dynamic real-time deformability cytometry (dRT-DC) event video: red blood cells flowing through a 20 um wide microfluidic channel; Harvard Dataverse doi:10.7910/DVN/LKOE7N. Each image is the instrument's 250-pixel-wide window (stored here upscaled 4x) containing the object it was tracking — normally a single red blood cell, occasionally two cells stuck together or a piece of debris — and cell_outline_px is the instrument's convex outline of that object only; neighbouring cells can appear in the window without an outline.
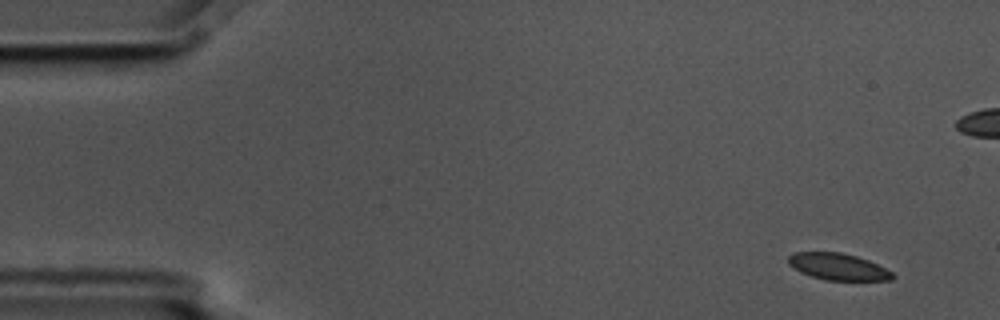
{"species": "common noctule bat (a hibernating species)", "species_latin": "Nyctalus noctula", "temperature_condition": "cold", "stored_images_in_passage": 7, "camera_frame_rate_fps": 3000, "um_per_image_px": 0.085, "animal": {"sex": "male", "body_mass_g": 17.5, "forearm_length_mm": 52.3}, "frame": {"image": 1, "passage_image": 1, "time_ms": 0.0, "image_size_px": [1000, 320], "cell_outline_px": [[896, 276], [892, 280], [824, 280], [800, 272], [788, 264], [788, 256], [792, 252], [840, 252], [856, 256], [868, 260], [892, 272]], "centroid_in_image_um": [71.21, 22.67], "position_along_channel_um": 13.8, "area_um2": 16.18}}